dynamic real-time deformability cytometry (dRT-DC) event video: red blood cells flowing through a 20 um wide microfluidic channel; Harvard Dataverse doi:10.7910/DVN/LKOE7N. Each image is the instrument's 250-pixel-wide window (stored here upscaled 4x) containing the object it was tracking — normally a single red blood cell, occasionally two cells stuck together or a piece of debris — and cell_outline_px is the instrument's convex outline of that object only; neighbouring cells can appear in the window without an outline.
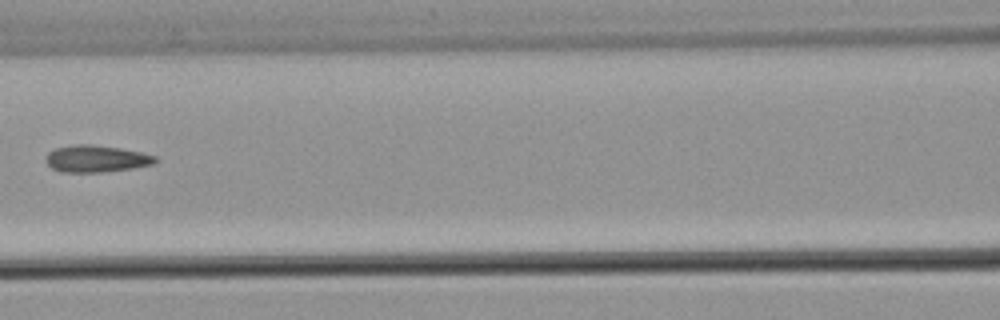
{"species": "common noctule bat (a hibernating species)", "species_latin": "Nyctalus noctula", "temperature_condition": "warm", "stored_images_in_passage": 12, "camera_frame_rate_fps": 3000, "um_per_image_px": 0.085, "animal": {"sex": "male", "body_mass_g": 21.5, "forearm_length_mm": 52.0}, "frame": {"image": 1, "passage_image": 10, "time_ms": 11.667, "image_size_px": [1000, 320], "cell_outline_px": [[156, 160], [152, 164], [132, 168], [100, 172], [60, 172], [52, 168], [44, 160], [48, 152], [56, 148], [76, 144], [88, 144], [120, 148], [140, 152], [156, 156]], "centroid_in_image_um": [8.13, 13.49], "position_along_channel_um": 158.5, "area_um2": 16.99}}